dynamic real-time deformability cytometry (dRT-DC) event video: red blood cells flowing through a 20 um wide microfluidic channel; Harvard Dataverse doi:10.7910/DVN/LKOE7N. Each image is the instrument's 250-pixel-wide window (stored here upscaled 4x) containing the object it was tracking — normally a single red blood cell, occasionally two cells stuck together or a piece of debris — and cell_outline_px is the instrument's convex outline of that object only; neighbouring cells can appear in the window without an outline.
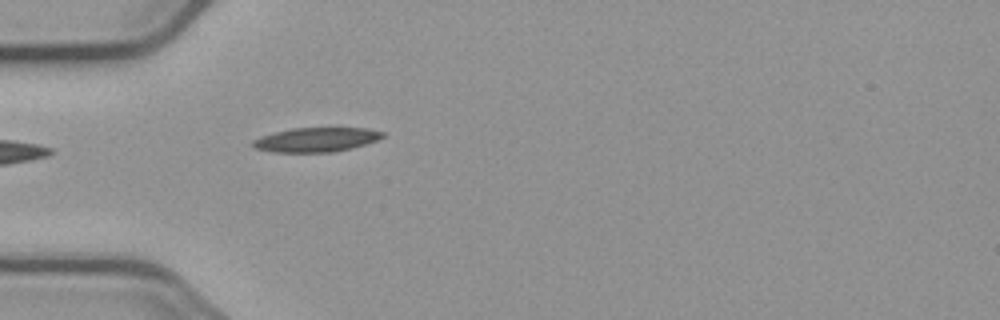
{"species": "common noctule bat (a hibernating species)", "species_latin": "Nyctalus noctula", "temperature_condition": "cold", "stored_images_in_passage": 5, "camera_frame_rate_fps": 3000, "um_per_image_px": 0.085, "animal": {"sex": "male", "body_mass_g": 23.1, "forearm_length_mm": 52.7}, "frame": {"image": 1, "passage_image": 5, "time_ms": 5.0, "image_size_px": [1000, 320], "cell_outline_px": [[384, 136], [376, 140], [364, 144], [332, 152], [272, 152], [256, 148], [252, 144], [252, 140], [260, 136], [292, 128], [368, 128], [384, 132]], "centroid_in_image_um": [26.85, 11.86], "position_along_channel_um": 58.2, "area_um2": 18.15}}